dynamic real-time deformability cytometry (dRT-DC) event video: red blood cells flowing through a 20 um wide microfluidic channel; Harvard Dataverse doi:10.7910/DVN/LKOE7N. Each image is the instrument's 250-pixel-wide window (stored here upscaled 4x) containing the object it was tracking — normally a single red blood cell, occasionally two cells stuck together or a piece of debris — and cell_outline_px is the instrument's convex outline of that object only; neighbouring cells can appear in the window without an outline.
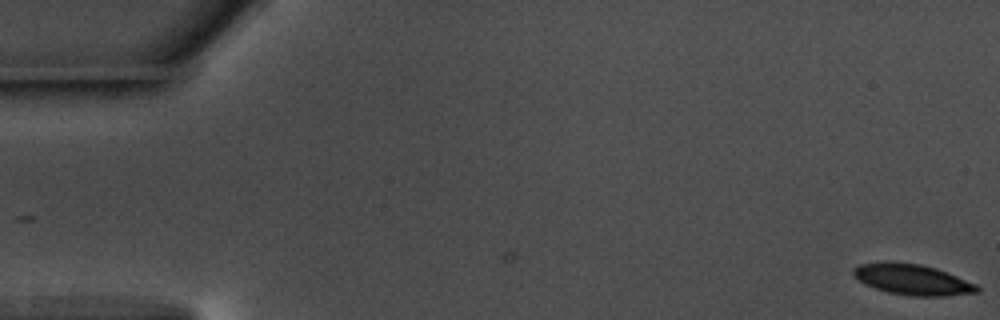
{"species": "common noctule bat (a hibernating species)", "species_latin": "Nyctalus noctula", "temperature_condition": "warm", "stored_images_in_passage": 7, "camera_frame_rate_fps": 3000, "um_per_image_px": 0.085, "animal": {"sex": "male", "body_mass_g": 17.5, "forearm_length_mm": 52.3}, "frame": {"image": 1, "passage_image": 7, "time_ms": 2.0, "image_size_px": [1000, 320], "cell_outline_px": [[980, 292], [940, 296], [916, 296], [888, 292], [864, 284], [852, 276], [852, 268], [860, 264], [892, 260], [920, 264], [936, 268], [976, 284], [980, 288]], "centroid_in_image_um": [77.5, 23.74], "position_along_channel_um": 7.5, "area_um2": 22.25}}